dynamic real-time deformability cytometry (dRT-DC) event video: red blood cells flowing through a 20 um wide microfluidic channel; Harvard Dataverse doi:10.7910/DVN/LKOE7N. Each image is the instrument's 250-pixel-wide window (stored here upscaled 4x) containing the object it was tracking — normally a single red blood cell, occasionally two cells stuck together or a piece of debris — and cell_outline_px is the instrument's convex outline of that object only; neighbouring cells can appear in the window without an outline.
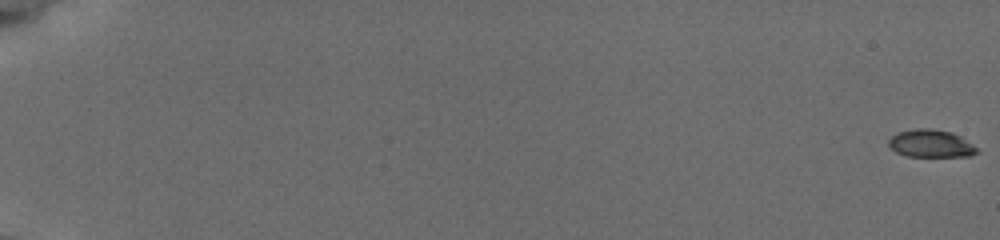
{"species": "common noctule bat (a hibernating species)", "species_latin": "Nyctalus noctula", "temperature_condition": "cold", "stored_images_in_passage": 58, "camera_frame_rate_fps": 3000, "um_per_image_px": 0.085, "animal": {"sex": "female", "body_mass_g": 19.5, "forearm_length_mm": 54.1}, "frame": {"image": 1, "passage_image": 1, "time_ms": 0.0, "image_size_px": [1000, 240], "cell_outline_px": [[980, 152], [972, 156], [908, 156], [896, 152], [888, 144], [888, 140], [892, 136], [900, 132], [916, 128], [928, 128], [952, 132], [960, 136], [972, 144]], "centroid_in_image_um": [79.14, 12.2], "position_along_channel_um": 5.9, "area_um2": 14.1}}
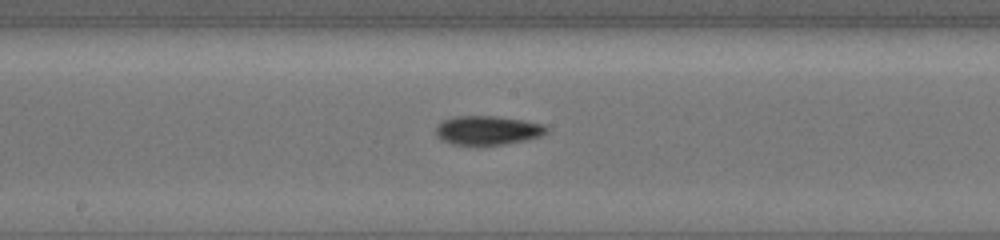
{"frame": {"image": 2, "passage_image": 34, "time_ms": 11.0, "image_size_px": [1000, 240], "cell_outline_px": [[548, 132], [540, 136], [524, 140], [504, 144], [452, 144], [440, 140], [436, 136], [436, 128], [444, 120], [456, 116], [496, 116], [524, 120], [544, 124], [548, 128]], "centroid_in_image_um": [41.46, 11.07], "position_along_channel_um": 206.7, "area_um2": 18.55}}
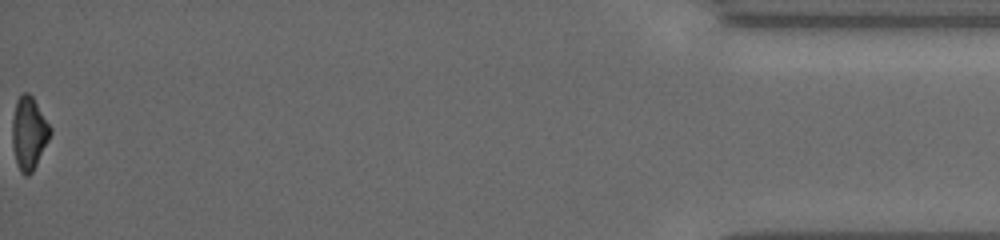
{"frame": {"image": 3, "passage_image": 58, "time_ms": 19.0, "image_size_px": [1000, 240], "cell_outline_px": [[52, 132], [32, 172], [28, 176], [24, 176], [20, 172], [16, 164], [12, 144], [12, 120], [16, 100], [24, 92], [28, 92], [32, 96], [52, 128]], "centroid_in_image_um": [2.44, 11.32], "position_along_channel_um": 432.8, "area_um2": 16.13}, "authors_computed_cell_mechanics": {"area_um2": 16.6464, "velocity_mm_per_s": 3.8307, "shape_relaxation_time_tau1_ms": 2.4528, "shape_relaxation_time_tau2_ms": 9.1238, "deformation_change_tau1": 0.1016, "deformation_change_tau2": 0.152}}